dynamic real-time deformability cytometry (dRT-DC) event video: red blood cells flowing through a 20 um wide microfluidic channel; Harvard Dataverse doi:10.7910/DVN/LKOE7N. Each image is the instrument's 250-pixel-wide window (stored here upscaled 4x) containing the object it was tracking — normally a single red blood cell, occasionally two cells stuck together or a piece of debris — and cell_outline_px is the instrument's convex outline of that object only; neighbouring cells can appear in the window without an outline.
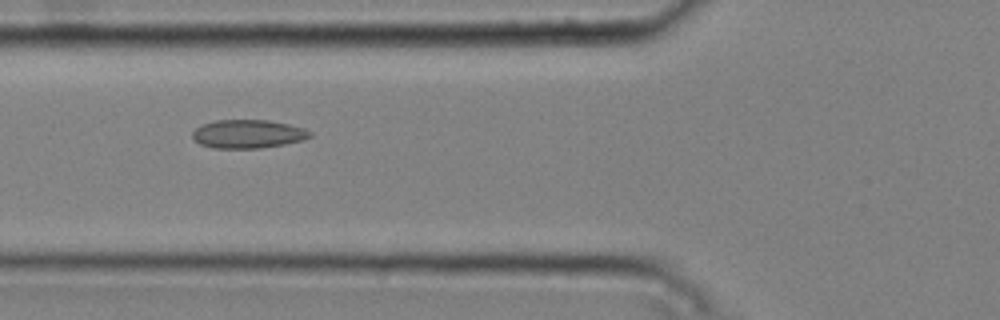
{"species": "common noctule bat (a hibernating species)", "species_latin": "Nyctalus noctula", "temperature_condition": "cold", "stored_images_in_passage": 9, "camera_frame_rate_fps": 3000, "um_per_image_px": 0.085, "animal": {"sex": "male", "body_mass_g": 20.4}, "frame": {"image": 1, "passage_image": 6, "time_ms": 1.667, "image_size_px": [1000, 320], "cell_outline_px": [[312, 136], [304, 140], [284, 144], [260, 148], [212, 148], [200, 144], [192, 136], [192, 132], [196, 128], [204, 124], [216, 120], [268, 120], [288, 124], [304, 128], [312, 132]], "centroid_in_image_um": [21.1, 11.39], "position_along_channel_um": 104.7, "area_um2": 19.48}}
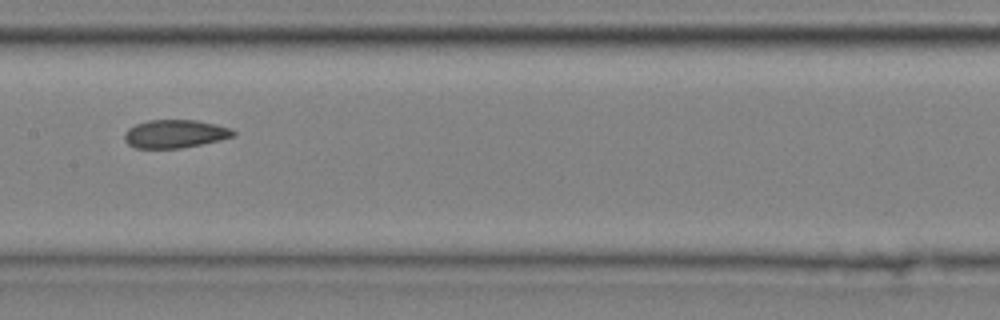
{"frame": {"image": 2, "passage_image": 8, "time_ms": 2.333, "image_size_px": [1000, 320], "cell_outline_px": [[236, 136], [220, 140], [180, 148], [136, 148], [128, 144], [124, 140], [124, 132], [128, 128], [136, 124], [148, 120], [196, 120], [216, 124], [232, 128], [236, 132]], "centroid_in_image_um": [14.89, 11.37], "position_along_channel_um": 192.5, "area_um2": 17.98}}
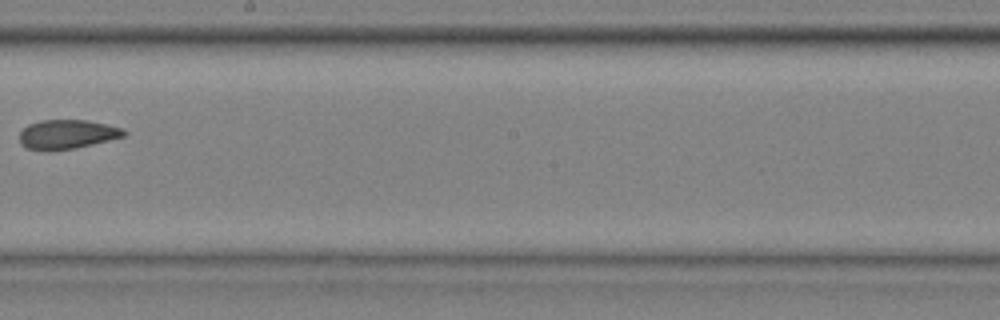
{"frame": {"image": 3, "passage_image": 9, "time_ms": 2.667, "image_size_px": [1000, 320], "cell_outline_px": [[128, 132], [124, 136], [76, 148], [52, 152], [44, 152], [28, 148], [20, 144], [20, 132], [28, 124], [40, 120], [88, 120], [124, 128]], "centroid_in_image_um": [5.68, 11.43], "position_along_channel_um": 242.5, "area_um2": 18.09}}